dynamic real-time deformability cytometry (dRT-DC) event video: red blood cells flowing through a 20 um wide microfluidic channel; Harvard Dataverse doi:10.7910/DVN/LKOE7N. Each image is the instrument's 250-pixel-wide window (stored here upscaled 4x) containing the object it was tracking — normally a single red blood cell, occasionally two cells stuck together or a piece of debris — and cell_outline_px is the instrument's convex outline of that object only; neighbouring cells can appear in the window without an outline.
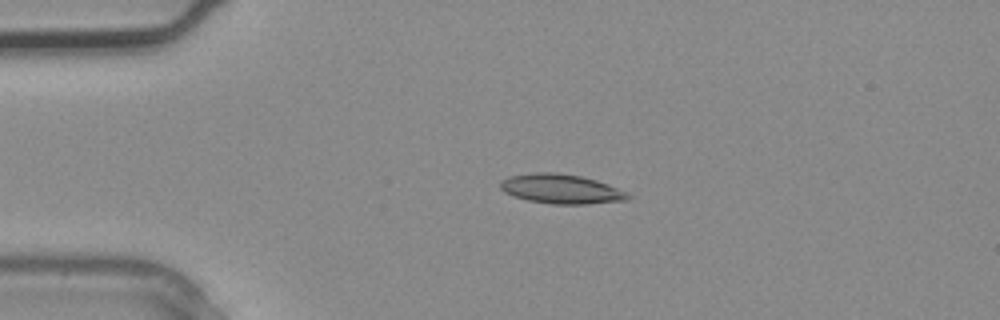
{"species": "common noctule bat (a hibernating species)", "species_latin": "Nyctalus noctula", "temperature_condition": "warm", "stored_images_in_passage": 2, "camera_frame_rate_fps": 3000, "um_per_image_px": 0.085, "animal": {"sex": "male", "body_mass_g": 20.4}, "frame": {"image": 1, "passage_image": 2, "time_ms": 0.333, "image_size_px": [1000, 320], "cell_outline_px": [[632, 196], [628, 200], [588, 204], [552, 204], [528, 200], [512, 196], [504, 192], [500, 188], [500, 180], [508, 176], [536, 172], [556, 172], [580, 176], [596, 180], [608, 184]], "centroid_in_image_um": [47.65, 16.06], "position_along_channel_um": 37.3, "area_um2": 21.96}}